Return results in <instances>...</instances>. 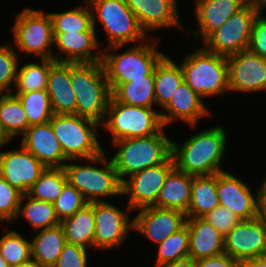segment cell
Returning a JSON list of instances; mask_svg holds the SVG:
<instances>
[{"label": "cell", "mask_w": 266, "mask_h": 267, "mask_svg": "<svg viewBox=\"0 0 266 267\" xmlns=\"http://www.w3.org/2000/svg\"><path fill=\"white\" fill-rule=\"evenodd\" d=\"M227 136L224 128L219 125L193 134L183 144L172 141L175 167L193 176L224 171L221 162L227 147Z\"/></svg>", "instance_id": "cell-1"}, {"label": "cell", "mask_w": 266, "mask_h": 267, "mask_svg": "<svg viewBox=\"0 0 266 267\" xmlns=\"http://www.w3.org/2000/svg\"><path fill=\"white\" fill-rule=\"evenodd\" d=\"M70 80L76 95V115L101 125L111 97L102 61L70 63Z\"/></svg>", "instance_id": "cell-2"}, {"label": "cell", "mask_w": 266, "mask_h": 267, "mask_svg": "<svg viewBox=\"0 0 266 267\" xmlns=\"http://www.w3.org/2000/svg\"><path fill=\"white\" fill-rule=\"evenodd\" d=\"M154 39L150 37V42L137 43L138 45H133L120 54L114 53L116 52L114 50L121 48V45L111 46L102 51V64L111 93L121 83L143 78V76H154L156 65L165 56L156 48Z\"/></svg>", "instance_id": "cell-3"}, {"label": "cell", "mask_w": 266, "mask_h": 267, "mask_svg": "<svg viewBox=\"0 0 266 267\" xmlns=\"http://www.w3.org/2000/svg\"><path fill=\"white\" fill-rule=\"evenodd\" d=\"M112 143L118 148L111 160L122 182L138 171L164 163L172 155V141L165 135L164 128L148 137Z\"/></svg>", "instance_id": "cell-4"}, {"label": "cell", "mask_w": 266, "mask_h": 267, "mask_svg": "<svg viewBox=\"0 0 266 267\" xmlns=\"http://www.w3.org/2000/svg\"><path fill=\"white\" fill-rule=\"evenodd\" d=\"M94 164L99 163L101 168L92 164L66 163L64 170L68 183L75 187L88 203L104 202L103 198L122 195V184L112 160L106 157L104 151L98 156L87 159ZM103 167V168H102Z\"/></svg>", "instance_id": "cell-5"}, {"label": "cell", "mask_w": 266, "mask_h": 267, "mask_svg": "<svg viewBox=\"0 0 266 267\" xmlns=\"http://www.w3.org/2000/svg\"><path fill=\"white\" fill-rule=\"evenodd\" d=\"M180 65L184 81L203 100L229 91L226 57L202 47L188 54Z\"/></svg>", "instance_id": "cell-6"}, {"label": "cell", "mask_w": 266, "mask_h": 267, "mask_svg": "<svg viewBox=\"0 0 266 267\" xmlns=\"http://www.w3.org/2000/svg\"><path fill=\"white\" fill-rule=\"evenodd\" d=\"M51 127L68 160H86L98 156L104 149L99 144L97 122L75 114H53Z\"/></svg>", "instance_id": "cell-7"}, {"label": "cell", "mask_w": 266, "mask_h": 267, "mask_svg": "<svg viewBox=\"0 0 266 267\" xmlns=\"http://www.w3.org/2000/svg\"><path fill=\"white\" fill-rule=\"evenodd\" d=\"M102 125L104 129L111 132L112 142L148 137L164 128L158 111L153 108L120 103L112 95Z\"/></svg>", "instance_id": "cell-8"}, {"label": "cell", "mask_w": 266, "mask_h": 267, "mask_svg": "<svg viewBox=\"0 0 266 267\" xmlns=\"http://www.w3.org/2000/svg\"><path fill=\"white\" fill-rule=\"evenodd\" d=\"M90 5L93 27L96 29V17L101 22L108 37V45H121L129 42H143L150 37L140 27L136 15L124 0H86ZM96 11V12H95Z\"/></svg>", "instance_id": "cell-9"}, {"label": "cell", "mask_w": 266, "mask_h": 267, "mask_svg": "<svg viewBox=\"0 0 266 267\" xmlns=\"http://www.w3.org/2000/svg\"><path fill=\"white\" fill-rule=\"evenodd\" d=\"M12 29L14 45L19 51L27 56L53 59L50 47L54 44V32L49 13L27 7L18 13Z\"/></svg>", "instance_id": "cell-10"}, {"label": "cell", "mask_w": 266, "mask_h": 267, "mask_svg": "<svg viewBox=\"0 0 266 267\" xmlns=\"http://www.w3.org/2000/svg\"><path fill=\"white\" fill-rule=\"evenodd\" d=\"M258 10L248 2L241 10L233 14L203 42L209 52L228 57L248 48L251 29Z\"/></svg>", "instance_id": "cell-11"}, {"label": "cell", "mask_w": 266, "mask_h": 267, "mask_svg": "<svg viewBox=\"0 0 266 267\" xmlns=\"http://www.w3.org/2000/svg\"><path fill=\"white\" fill-rule=\"evenodd\" d=\"M174 167L171 155L164 163L138 171L125 179L122 195L129 196L128 207L133 211L155 206L165 179Z\"/></svg>", "instance_id": "cell-12"}, {"label": "cell", "mask_w": 266, "mask_h": 267, "mask_svg": "<svg viewBox=\"0 0 266 267\" xmlns=\"http://www.w3.org/2000/svg\"><path fill=\"white\" fill-rule=\"evenodd\" d=\"M126 207L127 211L106 201L93 203L95 249L110 250L124 242L130 229H133V220L128 214L132 210L127 205Z\"/></svg>", "instance_id": "cell-13"}, {"label": "cell", "mask_w": 266, "mask_h": 267, "mask_svg": "<svg viewBox=\"0 0 266 267\" xmlns=\"http://www.w3.org/2000/svg\"><path fill=\"white\" fill-rule=\"evenodd\" d=\"M266 249V221L260 216L241 220L224 236V251L239 264L249 258L261 257Z\"/></svg>", "instance_id": "cell-14"}, {"label": "cell", "mask_w": 266, "mask_h": 267, "mask_svg": "<svg viewBox=\"0 0 266 267\" xmlns=\"http://www.w3.org/2000/svg\"><path fill=\"white\" fill-rule=\"evenodd\" d=\"M219 204L228 208L240 220H252L259 216L260 187L255 195L247 183L232 173H217Z\"/></svg>", "instance_id": "cell-15"}, {"label": "cell", "mask_w": 266, "mask_h": 267, "mask_svg": "<svg viewBox=\"0 0 266 267\" xmlns=\"http://www.w3.org/2000/svg\"><path fill=\"white\" fill-rule=\"evenodd\" d=\"M226 59L229 91L266 92V58L245 50Z\"/></svg>", "instance_id": "cell-16"}, {"label": "cell", "mask_w": 266, "mask_h": 267, "mask_svg": "<svg viewBox=\"0 0 266 267\" xmlns=\"http://www.w3.org/2000/svg\"><path fill=\"white\" fill-rule=\"evenodd\" d=\"M20 146L19 149L0 152V175L11 186L27 194L46 167L27 149Z\"/></svg>", "instance_id": "cell-17"}, {"label": "cell", "mask_w": 266, "mask_h": 267, "mask_svg": "<svg viewBox=\"0 0 266 267\" xmlns=\"http://www.w3.org/2000/svg\"><path fill=\"white\" fill-rule=\"evenodd\" d=\"M133 218V230L160 244L164 239L186 225L185 213L156 206L139 209Z\"/></svg>", "instance_id": "cell-18"}, {"label": "cell", "mask_w": 266, "mask_h": 267, "mask_svg": "<svg viewBox=\"0 0 266 267\" xmlns=\"http://www.w3.org/2000/svg\"><path fill=\"white\" fill-rule=\"evenodd\" d=\"M96 29L92 27L86 32H54V44L60 51L53 56L56 62L95 63L102 61V51ZM96 50V54H93ZM63 53V54H61ZM65 54V55H64ZM98 54V55H97ZM61 55V57L59 56ZM64 55V56H62Z\"/></svg>", "instance_id": "cell-19"}, {"label": "cell", "mask_w": 266, "mask_h": 267, "mask_svg": "<svg viewBox=\"0 0 266 267\" xmlns=\"http://www.w3.org/2000/svg\"><path fill=\"white\" fill-rule=\"evenodd\" d=\"M21 145L46 168H62L69 161L56 138L51 123L31 125L22 135Z\"/></svg>", "instance_id": "cell-20"}, {"label": "cell", "mask_w": 266, "mask_h": 267, "mask_svg": "<svg viewBox=\"0 0 266 267\" xmlns=\"http://www.w3.org/2000/svg\"><path fill=\"white\" fill-rule=\"evenodd\" d=\"M145 33L164 28H183L178 0H124Z\"/></svg>", "instance_id": "cell-21"}, {"label": "cell", "mask_w": 266, "mask_h": 267, "mask_svg": "<svg viewBox=\"0 0 266 267\" xmlns=\"http://www.w3.org/2000/svg\"><path fill=\"white\" fill-rule=\"evenodd\" d=\"M163 109L167 112H160L164 127L174 120L181 119L193 128L196 127L201 118L211 114L203 99L185 81L177 87L172 98Z\"/></svg>", "instance_id": "cell-22"}, {"label": "cell", "mask_w": 266, "mask_h": 267, "mask_svg": "<svg viewBox=\"0 0 266 267\" xmlns=\"http://www.w3.org/2000/svg\"><path fill=\"white\" fill-rule=\"evenodd\" d=\"M247 3L248 0H196L195 17L199 31H193L192 36L203 42Z\"/></svg>", "instance_id": "cell-23"}, {"label": "cell", "mask_w": 266, "mask_h": 267, "mask_svg": "<svg viewBox=\"0 0 266 267\" xmlns=\"http://www.w3.org/2000/svg\"><path fill=\"white\" fill-rule=\"evenodd\" d=\"M46 90L54 114L76 115L77 101L70 80V63L55 62L50 67Z\"/></svg>", "instance_id": "cell-24"}, {"label": "cell", "mask_w": 266, "mask_h": 267, "mask_svg": "<svg viewBox=\"0 0 266 267\" xmlns=\"http://www.w3.org/2000/svg\"><path fill=\"white\" fill-rule=\"evenodd\" d=\"M189 257L194 260L224 253V236L202 217L187 218Z\"/></svg>", "instance_id": "cell-25"}, {"label": "cell", "mask_w": 266, "mask_h": 267, "mask_svg": "<svg viewBox=\"0 0 266 267\" xmlns=\"http://www.w3.org/2000/svg\"><path fill=\"white\" fill-rule=\"evenodd\" d=\"M192 182L193 175L174 167L165 179L155 206L175 209L186 214L191 200Z\"/></svg>", "instance_id": "cell-26"}, {"label": "cell", "mask_w": 266, "mask_h": 267, "mask_svg": "<svg viewBox=\"0 0 266 267\" xmlns=\"http://www.w3.org/2000/svg\"><path fill=\"white\" fill-rule=\"evenodd\" d=\"M66 243L60 224L40 230L31 241L32 261L37 262L41 267H52Z\"/></svg>", "instance_id": "cell-27"}, {"label": "cell", "mask_w": 266, "mask_h": 267, "mask_svg": "<svg viewBox=\"0 0 266 267\" xmlns=\"http://www.w3.org/2000/svg\"><path fill=\"white\" fill-rule=\"evenodd\" d=\"M66 242L86 249L94 247L95 218L93 203H88L74 215L60 221Z\"/></svg>", "instance_id": "cell-28"}, {"label": "cell", "mask_w": 266, "mask_h": 267, "mask_svg": "<svg viewBox=\"0 0 266 267\" xmlns=\"http://www.w3.org/2000/svg\"><path fill=\"white\" fill-rule=\"evenodd\" d=\"M219 205L217 173L193 176L187 218L203 217Z\"/></svg>", "instance_id": "cell-29"}, {"label": "cell", "mask_w": 266, "mask_h": 267, "mask_svg": "<svg viewBox=\"0 0 266 267\" xmlns=\"http://www.w3.org/2000/svg\"><path fill=\"white\" fill-rule=\"evenodd\" d=\"M183 81L181 65L165 55L154 69L156 105L163 108Z\"/></svg>", "instance_id": "cell-30"}, {"label": "cell", "mask_w": 266, "mask_h": 267, "mask_svg": "<svg viewBox=\"0 0 266 267\" xmlns=\"http://www.w3.org/2000/svg\"><path fill=\"white\" fill-rule=\"evenodd\" d=\"M111 95L120 103L153 108L156 105L154 76H143L121 83Z\"/></svg>", "instance_id": "cell-31"}, {"label": "cell", "mask_w": 266, "mask_h": 267, "mask_svg": "<svg viewBox=\"0 0 266 267\" xmlns=\"http://www.w3.org/2000/svg\"><path fill=\"white\" fill-rule=\"evenodd\" d=\"M0 125L11 141L30 127L24 107L13 93L0 94Z\"/></svg>", "instance_id": "cell-32"}, {"label": "cell", "mask_w": 266, "mask_h": 267, "mask_svg": "<svg viewBox=\"0 0 266 267\" xmlns=\"http://www.w3.org/2000/svg\"><path fill=\"white\" fill-rule=\"evenodd\" d=\"M24 200H27L25 205ZM20 215L27 219L34 230H43L60 224L53 203L34 199L28 194H23L21 198L16 219Z\"/></svg>", "instance_id": "cell-33"}, {"label": "cell", "mask_w": 266, "mask_h": 267, "mask_svg": "<svg viewBox=\"0 0 266 267\" xmlns=\"http://www.w3.org/2000/svg\"><path fill=\"white\" fill-rule=\"evenodd\" d=\"M54 59H40V62H30L17 68L14 94L27 93L47 89L50 67ZM16 91V92H15Z\"/></svg>", "instance_id": "cell-34"}, {"label": "cell", "mask_w": 266, "mask_h": 267, "mask_svg": "<svg viewBox=\"0 0 266 267\" xmlns=\"http://www.w3.org/2000/svg\"><path fill=\"white\" fill-rule=\"evenodd\" d=\"M74 9L50 13L53 32H86L93 27V17L87 1ZM89 7V8H88Z\"/></svg>", "instance_id": "cell-35"}, {"label": "cell", "mask_w": 266, "mask_h": 267, "mask_svg": "<svg viewBox=\"0 0 266 267\" xmlns=\"http://www.w3.org/2000/svg\"><path fill=\"white\" fill-rule=\"evenodd\" d=\"M67 183V175L63 167L46 168L27 194L34 199L54 203Z\"/></svg>", "instance_id": "cell-36"}, {"label": "cell", "mask_w": 266, "mask_h": 267, "mask_svg": "<svg viewBox=\"0 0 266 267\" xmlns=\"http://www.w3.org/2000/svg\"><path fill=\"white\" fill-rule=\"evenodd\" d=\"M0 254L10 267L26 264L32 261L31 242L11 230L0 239Z\"/></svg>", "instance_id": "cell-37"}, {"label": "cell", "mask_w": 266, "mask_h": 267, "mask_svg": "<svg viewBox=\"0 0 266 267\" xmlns=\"http://www.w3.org/2000/svg\"><path fill=\"white\" fill-rule=\"evenodd\" d=\"M13 95L21 101L30 126L51 120L54 113L46 89Z\"/></svg>", "instance_id": "cell-38"}, {"label": "cell", "mask_w": 266, "mask_h": 267, "mask_svg": "<svg viewBox=\"0 0 266 267\" xmlns=\"http://www.w3.org/2000/svg\"><path fill=\"white\" fill-rule=\"evenodd\" d=\"M155 267L189 257V228L185 225L157 245Z\"/></svg>", "instance_id": "cell-39"}, {"label": "cell", "mask_w": 266, "mask_h": 267, "mask_svg": "<svg viewBox=\"0 0 266 267\" xmlns=\"http://www.w3.org/2000/svg\"><path fill=\"white\" fill-rule=\"evenodd\" d=\"M19 56L11 44L0 45V94H11L15 85Z\"/></svg>", "instance_id": "cell-40"}, {"label": "cell", "mask_w": 266, "mask_h": 267, "mask_svg": "<svg viewBox=\"0 0 266 267\" xmlns=\"http://www.w3.org/2000/svg\"><path fill=\"white\" fill-rule=\"evenodd\" d=\"M87 204L88 202L84 196L69 183L64 186L61 195L53 203L60 221L74 215Z\"/></svg>", "instance_id": "cell-41"}, {"label": "cell", "mask_w": 266, "mask_h": 267, "mask_svg": "<svg viewBox=\"0 0 266 267\" xmlns=\"http://www.w3.org/2000/svg\"><path fill=\"white\" fill-rule=\"evenodd\" d=\"M23 193L0 175V221L14 222Z\"/></svg>", "instance_id": "cell-42"}, {"label": "cell", "mask_w": 266, "mask_h": 267, "mask_svg": "<svg viewBox=\"0 0 266 267\" xmlns=\"http://www.w3.org/2000/svg\"><path fill=\"white\" fill-rule=\"evenodd\" d=\"M202 218L214 226L223 236L227 235L241 221L233 212L221 205L215 207Z\"/></svg>", "instance_id": "cell-43"}, {"label": "cell", "mask_w": 266, "mask_h": 267, "mask_svg": "<svg viewBox=\"0 0 266 267\" xmlns=\"http://www.w3.org/2000/svg\"><path fill=\"white\" fill-rule=\"evenodd\" d=\"M87 257L86 248L66 243L52 267H87Z\"/></svg>", "instance_id": "cell-44"}, {"label": "cell", "mask_w": 266, "mask_h": 267, "mask_svg": "<svg viewBox=\"0 0 266 267\" xmlns=\"http://www.w3.org/2000/svg\"><path fill=\"white\" fill-rule=\"evenodd\" d=\"M261 14L258 12L254 19L247 50L266 58V16Z\"/></svg>", "instance_id": "cell-45"}, {"label": "cell", "mask_w": 266, "mask_h": 267, "mask_svg": "<svg viewBox=\"0 0 266 267\" xmlns=\"http://www.w3.org/2000/svg\"><path fill=\"white\" fill-rule=\"evenodd\" d=\"M195 267H240V264L224 252L208 258L195 260Z\"/></svg>", "instance_id": "cell-46"}, {"label": "cell", "mask_w": 266, "mask_h": 267, "mask_svg": "<svg viewBox=\"0 0 266 267\" xmlns=\"http://www.w3.org/2000/svg\"><path fill=\"white\" fill-rule=\"evenodd\" d=\"M240 267H266V257L249 258L240 263Z\"/></svg>", "instance_id": "cell-47"}, {"label": "cell", "mask_w": 266, "mask_h": 267, "mask_svg": "<svg viewBox=\"0 0 266 267\" xmlns=\"http://www.w3.org/2000/svg\"><path fill=\"white\" fill-rule=\"evenodd\" d=\"M160 267H195V260L191 257H186L174 262L166 263Z\"/></svg>", "instance_id": "cell-48"}, {"label": "cell", "mask_w": 266, "mask_h": 267, "mask_svg": "<svg viewBox=\"0 0 266 267\" xmlns=\"http://www.w3.org/2000/svg\"><path fill=\"white\" fill-rule=\"evenodd\" d=\"M259 12L266 8V0H248Z\"/></svg>", "instance_id": "cell-49"}, {"label": "cell", "mask_w": 266, "mask_h": 267, "mask_svg": "<svg viewBox=\"0 0 266 267\" xmlns=\"http://www.w3.org/2000/svg\"><path fill=\"white\" fill-rule=\"evenodd\" d=\"M259 216L266 221V198H260Z\"/></svg>", "instance_id": "cell-50"}, {"label": "cell", "mask_w": 266, "mask_h": 267, "mask_svg": "<svg viewBox=\"0 0 266 267\" xmlns=\"http://www.w3.org/2000/svg\"><path fill=\"white\" fill-rule=\"evenodd\" d=\"M9 141H11L4 133L1 125H0V147L6 145V143H8Z\"/></svg>", "instance_id": "cell-51"}, {"label": "cell", "mask_w": 266, "mask_h": 267, "mask_svg": "<svg viewBox=\"0 0 266 267\" xmlns=\"http://www.w3.org/2000/svg\"><path fill=\"white\" fill-rule=\"evenodd\" d=\"M260 198H266V178H264L260 186Z\"/></svg>", "instance_id": "cell-52"}, {"label": "cell", "mask_w": 266, "mask_h": 267, "mask_svg": "<svg viewBox=\"0 0 266 267\" xmlns=\"http://www.w3.org/2000/svg\"><path fill=\"white\" fill-rule=\"evenodd\" d=\"M17 267H41L37 262L31 261L26 264L19 265Z\"/></svg>", "instance_id": "cell-53"}, {"label": "cell", "mask_w": 266, "mask_h": 267, "mask_svg": "<svg viewBox=\"0 0 266 267\" xmlns=\"http://www.w3.org/2000/svg\"><path fill=\"white\" fill-rule=\"evenodd\" d=\"M0 267H10L0 254Z\"/></svg>", "instance_id": "cell-54"}]
</instances>
